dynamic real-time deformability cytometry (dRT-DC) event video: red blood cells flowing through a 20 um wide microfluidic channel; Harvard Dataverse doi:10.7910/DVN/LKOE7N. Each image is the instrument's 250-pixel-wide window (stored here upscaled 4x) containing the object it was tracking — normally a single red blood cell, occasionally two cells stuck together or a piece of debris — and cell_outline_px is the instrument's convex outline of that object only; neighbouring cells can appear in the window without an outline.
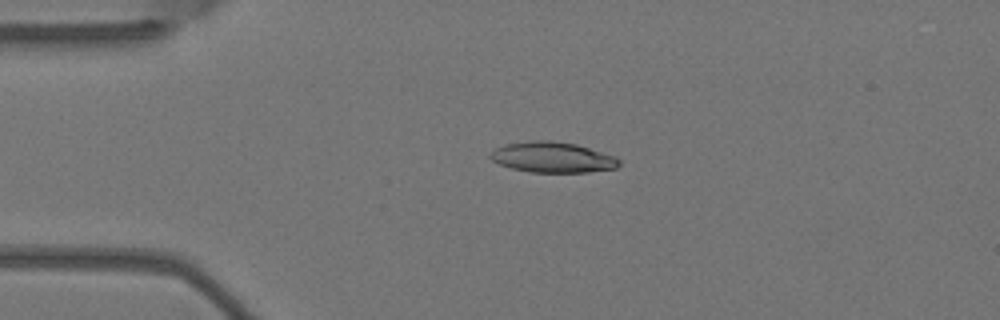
{"species": "Egyptian fruit bat (a non-hibernating species)", "species_latin": "Rousettus aegyptiacus", "temperature_condition": "warm", "stored_images_in_passage": 4, "camera_frame_rate_fps": 3000, "um_per_image_px": 0.085, "animal": {"sex": "female"}, "frame": {"image": 1, "passage_image": 3, "time_ms": 0.667, "image_size_px": [1000, 320], "cell_outline_px": [[620, 164], [616, 168], [588, 172], [528, 172], [512, 168], [500, 164], [492, 160], [488, 156], [496, 148], [504, 144], [532, 140], [548, 140], [576, 144], [616, 156], [620, 160]], "centroid_in_image_um": [46.97, 13.37], "position_along_channel_um": 38.0, "area_um2": 22.95}}